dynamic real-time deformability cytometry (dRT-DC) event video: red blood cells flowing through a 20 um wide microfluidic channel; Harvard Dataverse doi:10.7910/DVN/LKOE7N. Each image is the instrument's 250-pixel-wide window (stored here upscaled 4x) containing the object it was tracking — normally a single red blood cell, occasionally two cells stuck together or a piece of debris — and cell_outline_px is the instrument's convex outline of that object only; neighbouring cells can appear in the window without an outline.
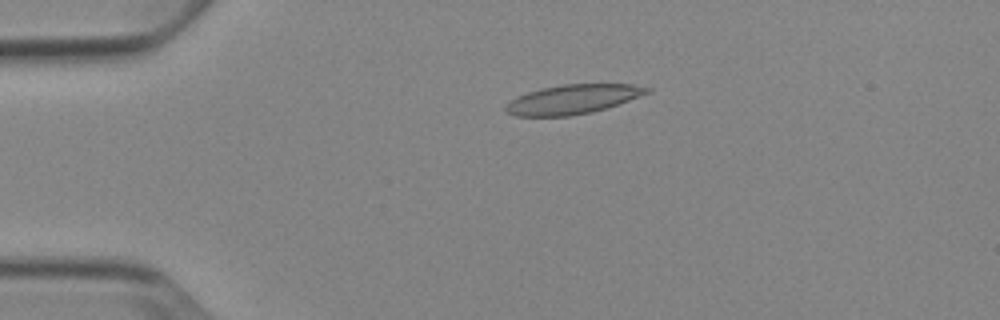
{"species": "Egyptian fruit bat (a non-hibernating species)", "species_latin": "Rousettus aegyptiacus", "temperature_condition": "cold", "stored_images_in_passage": 53, "camera_frame_rate_fps": 3000, "um_per_image_px": 0.085, "animal": {"sex": "female"}, "frame": {"image": 1, "passage_image": 12, "time_ms": 3.667, "image_size_px": [1000, 320], "cell_outline_px": [[652, 92], [592, 112], [568, 116], [516, 116], [504, 112], [504, 108], [512, 100], [528, 92], [540, 88], [564, 84], [632, 84], [652, 88]], "centroid_in_image_um": [48.69, 8.43], "position_along_channel_um": 36.3, "area_um2": 23.93}}
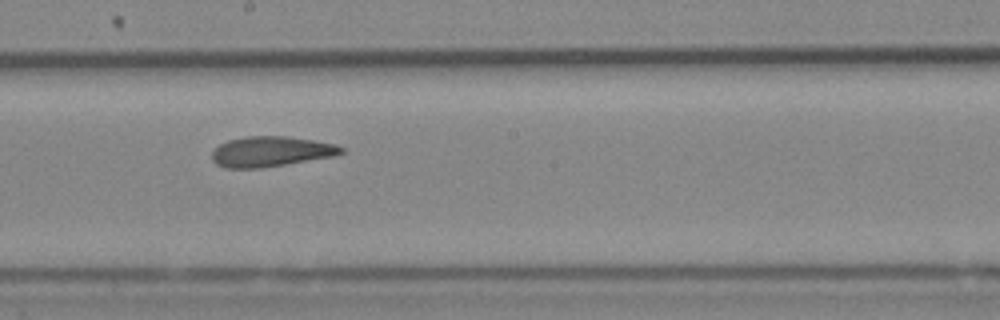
{"frame": {"image": 2, "passage_image": 30, "time_ms": 9.667, "image_size_px": [1000, 320], "cell_outline_px": [[344, 152], [332, 156], [260, 168], [224, 168], [216, 164], [212, 160], [212, 152], [220, 144], [228, 140], [244, 136], [284, 136], [312, 140], [336, 144], [344, 148]], "centroid_in_image_um": [22.98, 12.88], "position_along_channel_um": 225.2, "area_um2": 22.6}}
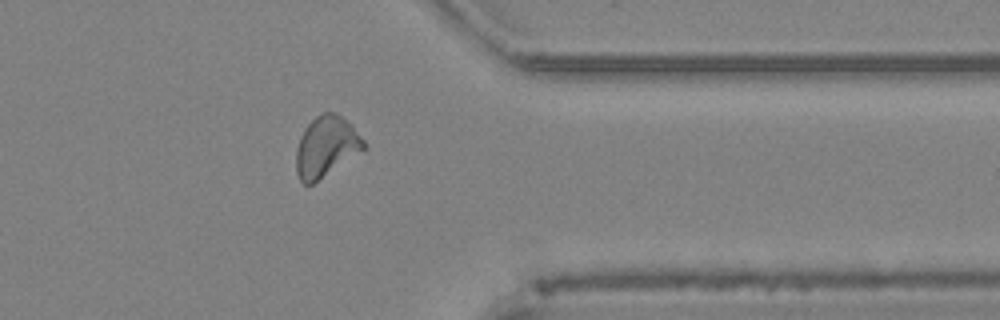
{"frame": {"image": 3, "passage_image": 43, "time_ms": 14.0, "image_size_px": [1000, 320], "cell_outline_px": [[364, 148], [312, 184], [304, 184], [300, 180], [296, 172], [296, 148], [300, 136], [304, 128], [316, 116], [324, 112], [336, 112], [364, 140]], "centroid_in_image_um": [27.65, 12.46], "position_along_channel_um": 383.8, "area_um2": 23.06}, "authors_computed_cell_mechanics": {"area_um2": 23.5824, "velocity_mm_per_s": 3.8443, "shape_relaxation_time_tau1_ms": 11.3542, "shape_relaxation_time_tau2_ms": 1.8686, "deformation_change_tau1": 0.2393, "deformation_change_tau2": 0.0943}}